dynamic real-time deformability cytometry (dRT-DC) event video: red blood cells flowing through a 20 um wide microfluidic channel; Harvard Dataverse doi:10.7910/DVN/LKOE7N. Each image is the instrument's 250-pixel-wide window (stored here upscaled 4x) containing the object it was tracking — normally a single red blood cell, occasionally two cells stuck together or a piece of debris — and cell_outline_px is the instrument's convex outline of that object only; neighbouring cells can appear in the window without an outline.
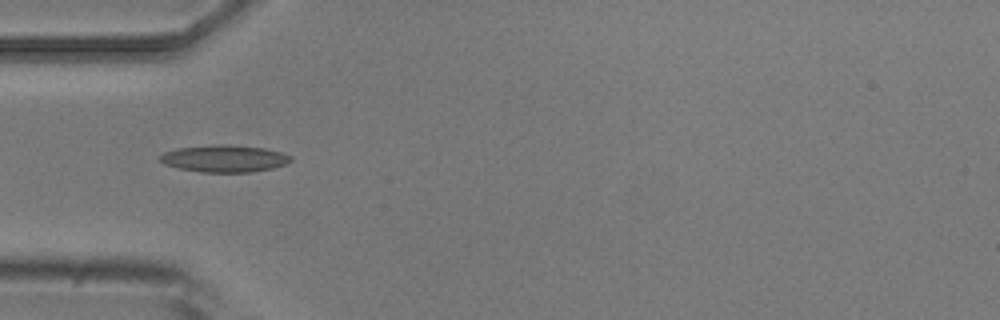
{"species": "common noctule bat (a hibernating species)", "species_latin": "Nyctalus noctula", "temperature_condition": "room temperature", "stored_images_in_passage": 1, "camera_frame_rate_fps": 3000, "um_per_image_px": 0.085, "animal": {"sex": "male", "body_mass_g": 20.5, "forearm_length_mm": 52.5}, "frame": {"image": 1, "passage_image": 1, "time_ms": 0.0, "image_size_px": [1000, 320], "cell_outline_px": [[292, 160], [284, 164], [272, 168], [252, 172], [200, 172], [180, 168], [164, 164], [160, 160], [160, 156], [164, 152], [176, 148], [216, 144], [224, 144], [264, 148], [280, 152], [292, 156]], "centroid_in_image_um": [19.06, 13.47], "position_along_channel_um": 65.9, "area_um2": 20.52}}